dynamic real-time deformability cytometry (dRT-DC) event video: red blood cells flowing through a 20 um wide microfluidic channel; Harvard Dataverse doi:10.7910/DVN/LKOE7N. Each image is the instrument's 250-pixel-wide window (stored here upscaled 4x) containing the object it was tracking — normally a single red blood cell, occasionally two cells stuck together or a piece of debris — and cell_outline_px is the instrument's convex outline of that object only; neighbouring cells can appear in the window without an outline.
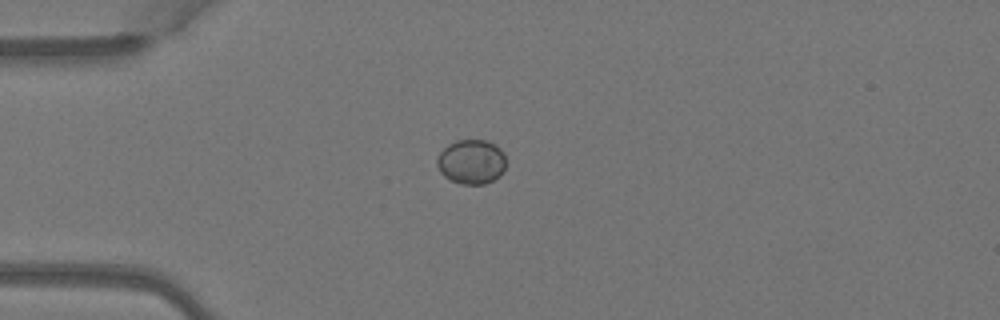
{"species": "Egyptian fruit bat (a non-hibernating species)", "species_latin": "Rousettus aegyptiacus", "temperature_condition": "warm", "stored_images_in_passage": 4, "camera_frame_rate_fps": 3000, "um_per_image_px": 0.085, "animal": {"sex": "female"}, "frame": {"image": 1, "passage_image": 1, "time_ms": 0.0, "image_size_px": [1000, 320], "cell_outline_px": [[504, 168], [500, 176], [484, 184], [460, 184], [444, 176], [440, 172], [436, 164], [436, 160], [440, 152], [448, 144], [456, 140], [488, 140], [496, 144], [504, 152]], "centroid_in_image_um": [40.06, 13.74], "position_along_channel_um": 44.9, "area_um2": 17.98}}
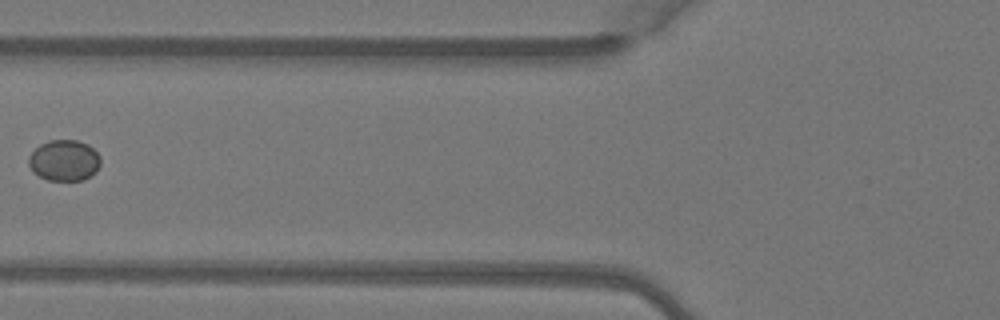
{"frame": {"image": 2, "passage_image": 3, "time_ms": 0.667, "image_size_px": [1000, 320], "cell_outline_px": [[100, 164], [96, 172], [84, 180], [48, 180], [32, 172], [28, 164], [28, 156], [40, 144], [48, 140], [76, 140], [88, 144], [100, 156]], "centroid_in_image_um": [5.45, 13.63], "position_along_channel_um": 120.4, "area_um2": 17.28}}
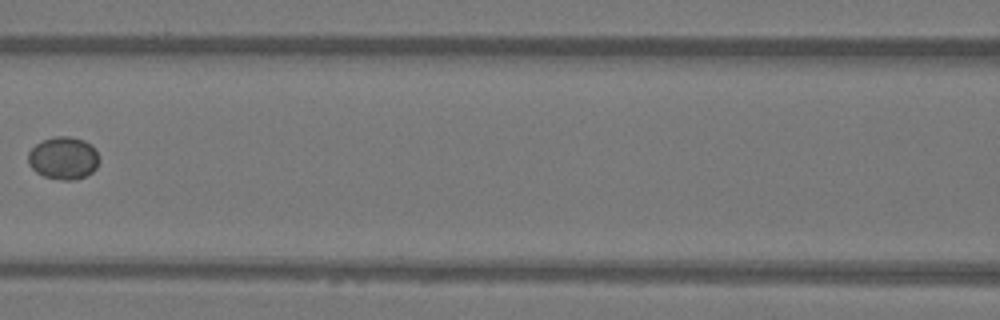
{"frame": {"image": 3, "passage_image": 4, "time_ms": 1.0, "image_size_px": [1000, 320], "cell_outline_px": [[100, 160], [96, 168], [92, 172], [84, 176], [72, 180], [64, 180], [44, 176], [36, 172], [28, 164], [28, 152], [36, 144], [44, 140], [56, 136], [68, 136], [84, 140], [92, 144]], "centroid_in_image_um": [5.4, 13.43], "position_along_channel_um": 161.2, "area_um2": 17.57}}